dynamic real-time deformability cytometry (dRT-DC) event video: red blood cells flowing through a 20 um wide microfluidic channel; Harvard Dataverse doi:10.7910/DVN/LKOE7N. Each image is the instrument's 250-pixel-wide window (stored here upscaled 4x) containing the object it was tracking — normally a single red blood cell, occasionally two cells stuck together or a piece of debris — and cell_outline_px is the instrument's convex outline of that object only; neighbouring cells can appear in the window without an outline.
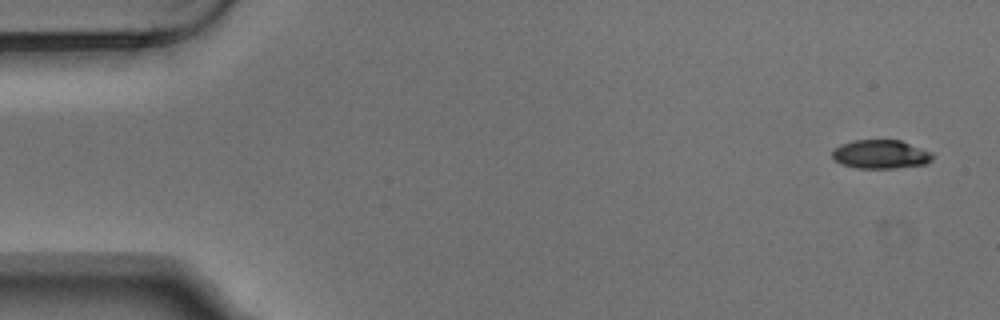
{"species": "Egyptian fruit bat (a non-hibernating species)", "species_latin": "Rousettus aegyptiacus", "temperature_condition": "warm", "stored_images_in_passage": 7, "camera_frame_rate_fps": 3000, "um_per_image_px": 0.085, "animal": {"sex": "male"}, "frame": {"image": 1, "passage_image": 1, "time_ms": 0.0, "image_size_px": [1000, 320], "cell_outline_px": [[936, 156], [932, 160], [924, 164], [896, 168], [856, 168], [840, 164], [832, 160], [832, 148], [840, 144], [852, 140], [900, 140], [932, 152]], "centroid_in_image_um": [74.82, 13.11], "position_along_channel_um": 10.2, "area_um2": 17.11}}
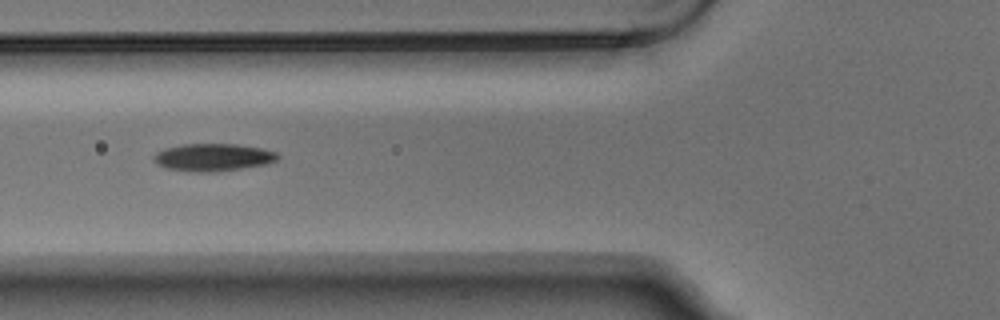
{"frame": {"image": 2, "passage_image": 5, "time_ms": 1.333, "image_size_px": [1000, 320], "cell_outline_px": [[280, 156], [276, 160], [268, 164], [212, 172], [196, 172], [168, 168], [152, 160], [152, 156], [156, 152], [164, 148], [184, 144], [236, 144], [260, 148], [276, 152]], "centroid_in_image_um": [18.1, 13.36], "position_along_channel_um": 107.7, "area_um2": 19.71}}
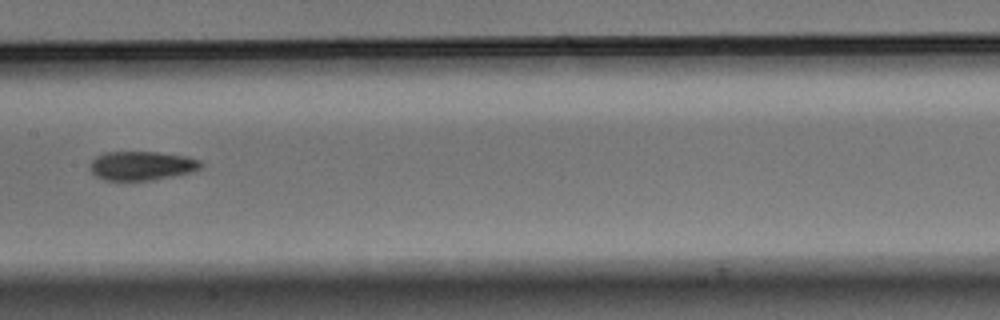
{"frame": {"image": 3, "passage_image": 7, "time_ms": 2.0, "image_size_px": [1000, 320], "cell_outline_px": [[204, 164], [200, 168], [188, 172], [172, 176], [152, 180], [104, 180], [96, 176], [88, 168], [88, 164], [96, 156], [104, 152], [156, 152], [184, 156], [200, 160]], "centroid_in_image_um": [11.99, 14.08], "position_along_channel_um": 195.4, "area_um2": 18.67}}